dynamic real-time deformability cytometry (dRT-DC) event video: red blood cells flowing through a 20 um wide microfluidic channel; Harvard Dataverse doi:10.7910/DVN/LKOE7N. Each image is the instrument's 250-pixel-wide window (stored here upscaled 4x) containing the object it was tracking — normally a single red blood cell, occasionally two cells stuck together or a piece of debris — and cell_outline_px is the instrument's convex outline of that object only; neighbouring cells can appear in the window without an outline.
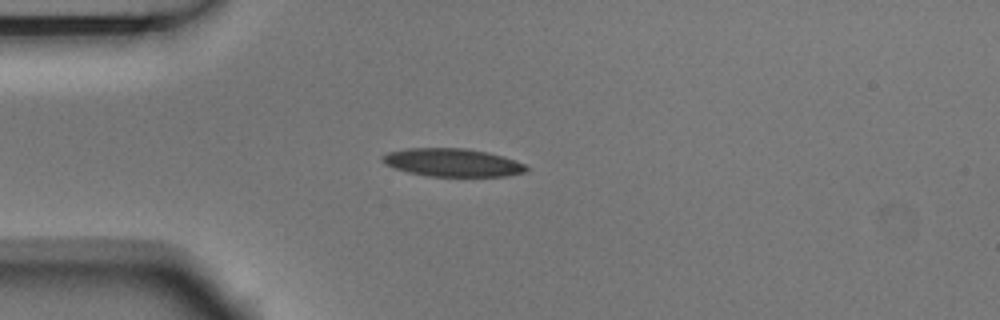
{"species": "Egyptian fruit bat (a non-hibernating species)", "species_latin": "Rousettus aegyptiacus", "temperature_condition": "room temperature", "stored_images_in_passage": 1, "camera_frame_rate_fps": 3000, "um_per_image_px": 0.085, "animal": {"sex": "male"}, "frame": {"image": 1, "passage_image": 1, "time_ms": 0.0, "image_size_px": [1000, 320], "cell_outline_px": [[528, 172], [508, 176], [428, 176], [408, 172], [396, 168], [380, 160], [380, 156], [388, 152], [408, 148], [464, 148], [488, 152], [504, 156], [524, 164], [528, 168]], "centroid_in_image_um": [38.49, 13.81], "position_along_channel_um": 46.5, "area_um2": 23.52}}